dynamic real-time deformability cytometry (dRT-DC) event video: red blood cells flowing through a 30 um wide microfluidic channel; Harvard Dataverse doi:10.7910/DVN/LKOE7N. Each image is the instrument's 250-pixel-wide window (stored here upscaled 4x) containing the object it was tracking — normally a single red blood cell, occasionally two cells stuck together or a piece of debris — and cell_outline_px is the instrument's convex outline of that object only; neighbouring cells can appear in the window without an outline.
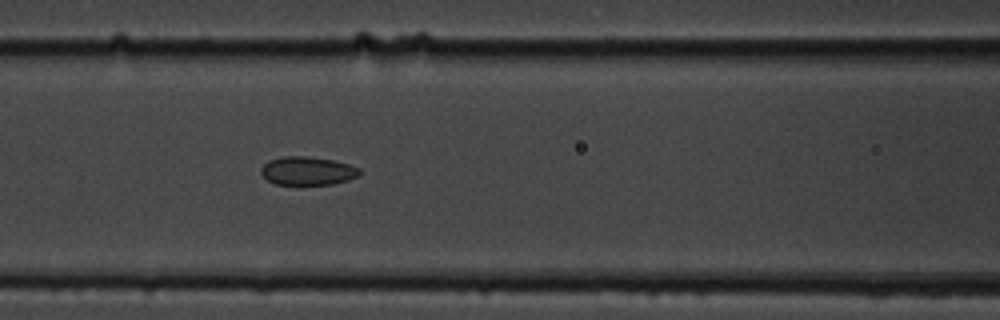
{"species": "common noctule bat (a hibernating species)", "species_latin": "Nyctalus noctula", "temperature_condition": "cold", "stored_images_in_passage": 7, "camera_frame_rate_fps": 3000, "um_per_image_px": 0.085, "animal": {"sex": "male", "body_mass_g": 19.5, "forearm_length_mm": 54.6}, "frame": {"image": 1, "passage_image": 7, "time_ms": 7.667, "image_size_px": [1000, 320], "cell_outline_px": [[360, 176], [348, 180], [332, 184], [276, 184], [268, 180], [260, 172], [260, 168], [268, 160], [284, 156], [304, 156], [332, 160], [348, 164], [360, 168]], "centroid_in_image_um": [26.14, 14.52], "position_along_channel_um": 140.5, "area_um2": 16.24}}